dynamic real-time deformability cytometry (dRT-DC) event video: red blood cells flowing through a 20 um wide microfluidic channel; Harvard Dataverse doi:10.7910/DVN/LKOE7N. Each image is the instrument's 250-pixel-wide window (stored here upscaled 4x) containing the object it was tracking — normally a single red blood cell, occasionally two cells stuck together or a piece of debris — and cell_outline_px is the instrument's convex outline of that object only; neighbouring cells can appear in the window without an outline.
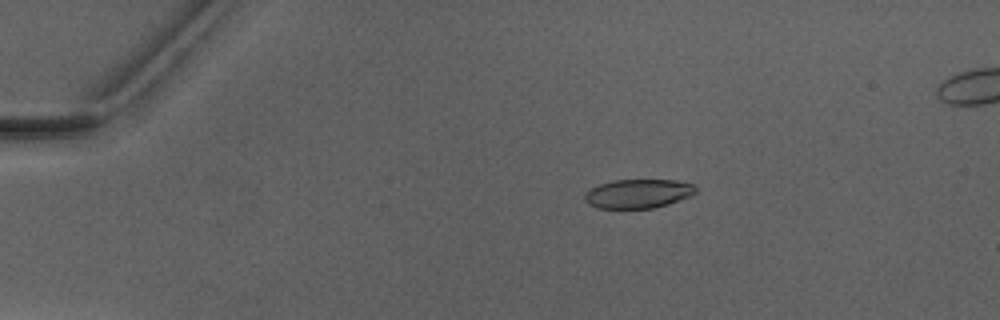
{"species": "Egyptian fruit bat (a non-hibernating species)", "species_latin": "Rousettus aegyptiacus", "temperature_condition": "warm", "stored_images_in_passage": 4, "camera_frame_rate_fps": 3000, "um_per_image_px": 0.085, "animal": {"sex": "male"}, "frame": {"image": 1, "passage_image": 1, "time_ms": 0.0, "image_size_px": [1000, 320], "cell_outline_px": [[696, 192], [692, 196], [668, 204], [652, 208], [596, 208], [588, 204], [584, 200], [584, 196], [592, 188], [600, 184], [616, 180], [676, 180], [692, 184], [696, 188]], "centroid_in_image_um": [54.26, 16.46], "position_along_channel_um": 30.7, "area_um2": 18.67}}
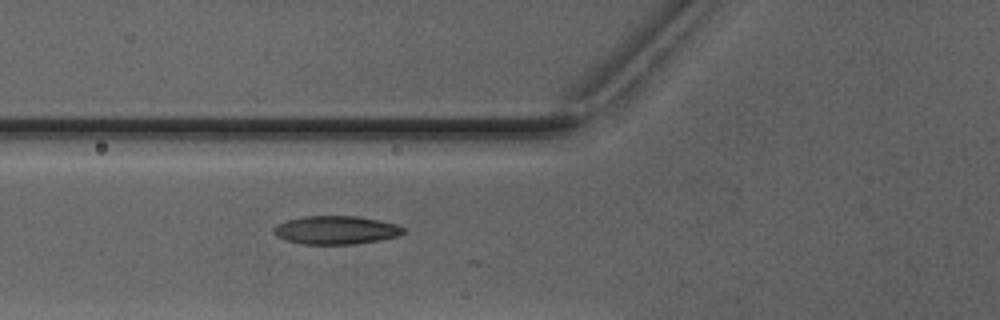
{"frame": {"image": 2, "passage_image": 4, "time_ms": 3.333, "image_size_px": [1000, 320], "cell_outline_px": [[404, 232], [396, 236], [380, 240], [356, 244], [304, 244], [284, 240], [276, 236], [272, 232], [272, 228], [276, 224], [288, 220], [304, 216], [356, 216], [380, 220], [400, 224], [404, 228]], "centroid_in_image_um": [28.54, 19.55], "position_along_channel_um": 97.3, "area_um2": 21.62}}